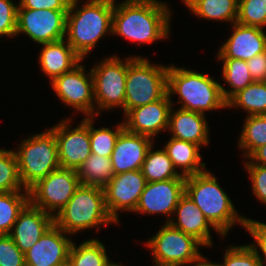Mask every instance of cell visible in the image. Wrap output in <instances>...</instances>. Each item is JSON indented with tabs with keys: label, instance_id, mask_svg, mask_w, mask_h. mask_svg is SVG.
<instances>
[{
	"label": "cell",
	"instance_id": "obj_3",
	"mask_svg": "<svg viewBox=\"0 0 266 266\" xmlns=\"http://www.w3.org/2000/svg\"><path fill=\"white\" fill-rule=\"evenodd\" d=\"M185 193L222 234V237L226 236L230 228L237 223L244 228L246 217L236 212L229 196L218 184L215 175L213 176L208 169L186 176Z\"/></svg>",
	"mask_w": 266,
	"mask_h": 266
},
{
	"label": "cell",
	"instance_id": "obj_33",
	"mask_svg": "<svg viewBox=\"0 0 266 266\" xmlns=\"http://www.w3.org/2000/svg\"><path fill=\"white\" fill-rule=\"evenodd\" d=\"M14 191L28 190L21 183L15 152L11 149H0V192Z\"/></svg>",
	"mask_w": 266,
	"mask_h": 266
},
{
	"label": "cell",
	"instance_id": "obj_42",
	"mask_svg": "<svg viewBox=\"0 0 266 266\" xmlns=\"http://www.w3.org/2000/svg\"><path fill=\"white\" fill-rule=\"evenodd\" d=\"M253 81H266V51L246 61Z\"/></svg>",
	"mask_w": 266,
	"mask_h": 266
},
{
	"label": "cell",
	"instance_id": "obj_31",
	"mask_svg": "<svg viewBox=\"0 0 266 266\" xmlns=\"http://www.w3.org/2000/svg\"><path fill=\"white\" fill-rule=\"evenodd\" d=\"M0 192V235H9L18 214L29 203V192Z\"/></svg>",
	"mask_w": 266,
	"mask_h": 266
},
{
	"label": "cell",
	"instance_id": "obj_34",
	"mask_svg": "<svg viewBox=\"0 0 266 266\" xmlns=\"http://www.w3.org/2000/svg\"><path fill=\"white\" fill-rule=\"evenodd\" d=\"M94 117H89V137L92 154H99L105 157H111L115 147L117 137L124 129V123L121 122L115 127V131L108 128H94Z\"/></svg>",
	"mask_w": 266,
	"mask_h": 266
},
{
	"label": "cell",
	"instance_id": "obj_11",
	"mask_svg": "<svg viewBox=\"0 0 266 266\" xmlns=\"http://www.w3.org/2000/svg\"><path fill=\"white\" fill-rule=\"evenodd\" d=\"M67 11L18 8L16 35L25 33L38 44L65 39Z\"/></svg>",
	"mask_w": 266,
	"mask_h": 266
},
{
	"label": "cell",
	"instance_id": "obj_2",
	"mask_svg": "<svg viewBox=\"0 0 266 266\" xmlns=\"http://www.w3.org/2000/svg\"><path fill=\"white\" fill-rule=\"evenodd\" d=\"M79 0H71L66 18V41L84 59L98 41L112 34L114 0H87L78 7Z\"/></svg>",
	"mask_w": 266,
	"mask_h": 266
},
{
	"label": "cell",
	"instance_id": "obj_8",
	"mask_svg": "<svg viewBox=\"0 0 266 266\" xmlns=\"http://www.w3.org/2000/svg\"><path fill=\"white\" fill-rule=\"evenodd\" d=\"M79 186L77 170L59 167L28 189L29 203L54 217Z\"/></svg>",
	"mask_w": 266,
	"mask_h": 266
},
{
	"label": "cell",
	"instance_id": "obj_40",
	"mask_svg": "<svg viewBox=\"0 0 266 266\" xmlns=\"http://www.w3.org/2000/svg\"><path fill=\"white\" fill-rule=\"evenodd\" d=\"M252 181V191L260 202L266 205V166L245 164Z\"/></svg>",
	"mask_w": 266,
	"mask_h": 266
},
{
	"label": "cell",
	"instance_id": "obj_6",
	"mask_svg": "<svg viewBox=\"0 0 266 266\" xmlns=\"http://www.w3.org/2000/svg\"><path fill=\"white\" fill-rule=\"evenodd\" d=\"M168 67L151 64L141 56L127 58L124 114L155 102L167 93Z\"/></svg>",
	"mask_w": 266,
	"mask_h": 266
},
{
	"label": "cell",
	"instance_id": "obj_13",
	"mask_svg": "<svg viewBox=\"0 0 266 266\" xmlns=\"http://www.w3.org/2000/svg\"><path fill=\"white\" fill-rule=\"evenodd\" d=\"M69 118L51 128L55 132L60 167L78 170L92 154L89 137V117L72 129ZM71 127V128H70Z\"/></svg>",
	"mask_w": 266,
	"mask_h": 266
},
{
	"label": "cell",
	"instance_id": "obj_41",
	"mask_svg": "<svg viewBox=\"0 0 266 266\" xmlns=\"http://www.w3.org/2000/svg\"><path fill=\"white\" fill-rule=\"evenodd\" d=\"M71 0H20L18 8L68 10Z\"/></svg>",
	"mask_w": 266,
	"mask_h": 266
},
{
	"label": "cell",
	"instance_id": "obj_37",
	"mask_svg": "<svg viewBox=\"0 0 266 266\" xmlns=\"http://www.w3.org/2000/svg\"><path fill=\"white\" fill-rule=\"evenodd\" d=\"M0 266H26L25 253L9 235H0Z\"/></svg>",
	"mask_w": 266,
	"mask_h": 266
},
{
	"label": "cell",
	"instance_id": "obj_15",
	"mask_svg": "<svg viewBox=\"0 0 266 266\" xmlns=\"http://www.w3.org/2000/svg\"><path fill=\"white\" fill-rule=\"evenodd\" d=\"M170 99L166 93L155 102L130 109L124 115V128L129 132L154 139L159 132L168 130L169 114L174 106Z\"/></svg>",
	"mask_w": 266,
	"mask_h": 266
},
{
	"label": "cell",
	"instance_id": "obj_29",
	"mask_svg": "<svg viewBox=\"0 0 266 266\" xmlns=\"http://www.w3.org/2000/svg\"><path fill=\"white\" fill-rule=\"evenodd\" d=\"M239 107L250 115H266V81H254L235 94L227 108Z\"/></svg>",
	"mask_w": 266,
	"mask_h": 266
},
{
	"label": "cell",
	"instance_id": "obj_30",
	"mask_svg": "<svg viewBox=\"0 0 266 266\" xmlns=\"http://www.w3.org/2000/svg\"><path fill=\"white\" fill-rule=\"evenodd\" d=\"M223 62L222 75L231 90H226L221 85V92L224 100L228 102L235 94L253 83L246 61L231 58H218Z\"/></svg>",
	"mask_w": 266,
	"mask_h": 266
},
{
	"label": "cell",
	"instance_id": "obj_32",
	"mask_svg": "<svg viewBox=\"0 0 266 266\" xmlns=\"http://www.w3.org/2000/svg\"><path fill=\"white\" fill-rule=\"evenodd\" d=\"M239 144L247 159L257 148L266 145V115H250L244 120Z\"/></svg>",
	"mask_w": 266,
	"mask_h": 266
},
{
	"label": "cell",
	"instance_id": "obj_4",
	"mask_svg": "<svg viewBox=\"0 0 266 266\" xmlns=\"http://www.w3.org/2000/svg\"><path fill=\"white\" fill-rule=\"evenodd\" d=\"M167 93L178 94L180 108L205 115V111L227 108L221 84L209 74L198 73L173 64L168 67Z\"/></svg>",
	"mask_w": 266,
	"mask_h": 266
},
{
	"label": "cell",
	"instance_id": "obj_25",
	"mask_svg": "<svg viewBox=\"0 0 266 266\" xmlns=\"http://www.w3.org/2000/svg\"><path fill=\"white\" fill-rule=\"evenodd\" d=\"M192 14L200 18L235 23L239 0H183Z\"/></svg>",
	"mask_w": 266,
	"mask_h": 266
},
{
	"label": "cell",
	"instance_id": "obj_35",
	"mask_svg": "<svg viewBox=\"0 0 266 266\" xmlns=\"http://www.w3.org/2000/svg\"><path fill=\"white\" fill-rule=\"evenodd\" d=\"M236 22L263 29L266 26V0H239Z\"/></svg>",
	"mask_w": 266,
	"mask_h": 266
},
{
	"label": "cell",
	"instance_id": "obj_18",
	"mask_svg": "<svg viewBox=\"0 0 266 266\" xmlns=\"http://www.w3.org/2000/svg\"><path fill=\"white\" fill-rule=\"evenodd\" d=\"M233 33L219 48L218 58L248 61L266 51V34L259 27L232 24Z\"/></svg>",
	"mask_w": 266,
	"mask_h": 266
},
{
	"label": "cell",
	"instance_id": "obj_44",
	"mask_svg": "<svg viewBox=\"0 0 266 266\" xmlns=\"http://www.w3.org/2000/svg\"><path fill=\"white\" fill-rule=\"evenodd\" d=\"M190 266H220L219 263L210 262L200 254L195 260L191 261ZM194 264V265H193Z\"/></svg>",
	"mask_w": 266,
	"mask_h": 266
},
{
	"label": "cell",
	"instance_id": "obj_21",
	"mask_svg": "<svg viewBox=\"0 0 266 266\" xmlns=\"http://www.w3.org/2000/svg\"><path fill=\"white\" fill-rule=\"evenodd\" d=\"M175 214H177V220L168 217L166 223L183 231L185 234L193 236L203 246L210 247L212 245L210 229H214L218 234L222 235L186 193L180 198L175 207Z\"/></svg>",
	"mask_w": 266,
	"mask_h": 266
},
{
	"label": "cell",
	"instance_id": "obj_16",
	"mask_svg": "<svg viewBox=\"0 0 266 266\" xmlns=\"http://www.w3.org/2000/svg\"><path fill=\"white\" fill-rule=\"evenodd\" d=\"M185 179L174 178L165 181L147 182L134 212L165 214L170 216L180 198L185 194Z\"/></svg>",
	"mask_w": 266,
	"mask_h": 266
},
{
	"label": "cell",
	"instance_id": "obj_28",
	"mask_svg": "<svg viewBox=\"0 0 266 266\" xmlns=\"http://www.w3.org/2000/svg\"><path fill=\"white\" fill-rule=\"evenodd\" d=\"M106 247L100 240L89 239L75 246L73 242L69 250L68 264L70 266H112Z\"/></svg>",
	"mask_w": 266,
	"mask_h": 266
},
{
	"label": "cell",
	"instance_id": "obj_12",
	"mask_svg": "<svg viewBox=\"0 0 266 266\" xmlns=\"http://www.w3.org/2000/svg\"><path fill=\"white\" fill-rule=\"evenodd\" d=\"M85 72L84 66L78 64L71 71L55 78L51 85L58 99L65 105L84 113L85 117H94L100 115V111L94 106L92 71L88 75Z\"/></svg>",
	"mask_w": 266,
	"mask_h": 266
},
{
	"label": "cell",
	"instance_id": "obj_23",
	"mask_svg": "<svg viewBox=\"0 0 266 266\" xmlns=\"http://www.w3.org/2000/svg\"><path fill=\"white\" fill-rule=\"evenodd\" d=\"M40 45H43L38 58L41 70L51 82L71 71L83 60L65 39Z\"/></svg>",
	"mask_w": 266,
	"mask_h": 266
},
{
	"label": "cell",
	"instance_id": "obj_39",
	"mask_svg": "<svg viewBox=\"0 0 266 266\" xmlns=\"http://www.w3.org/2000/svg\"><path fill=\"white\" fill-rule=\"evenodd\" d=\"M244 228L251 234L256 244H249L256 251L257 257L264 265L266 263V223L246 217ZM259 247V248H258ZM265 256L262 258L261 253ZM265 262V263H264Z\"/></svg>",
	"mask_w": 266,
	"mask_h": 266
},
{
	"label": "cell",
	"instance_id": "obj_24",
	"mask_svg": "<svg viewBox=\"0 0 266 266\" xmlns=\"http://www.w3.org/2000/svg\"><path fill=\"white\" fill-rule=\"evenodd\" d=\"M163 148L174 167L181 169L183 176L198 174L206 170L205 163H201L202 157L198 145L171 137Z\"/></svg>",
	"mask_w": 266,
	"mask_h": 266
},
{
	"label": "cell",
	"instance_id": "obj_19",
	"mask_svg": "<svg viewBox=\"0 0 266 266\" xmlns=\"http://www.w3.org/2000/svg\"><path fill=\"white\" fill-rule=\"evenodd\" d=\"M153 139L129 132L125 128L117 137L111 155V164L114 175L131 170H141L149 147Z\"/></svg>",
	"mask_w": 266,
	"mask_h": 266
},
{
	"label": "cell",
	"instance_id": "obj_26",
	"mask_svg": "<svg viewBox=\"0 0 266 266\" xmlns=\"http://www.w3.org/2000/svg\"><path fill=\"white\" fill-rule=\"evenodd\" d=\"M153 147V144L149 147L141 167V172L147 182L186 178L177 172L165 149L152 150Z\"/></svg>",
	"mask_w": 266,
	"mask_h": 266
},
{
	"label": "cell",
	"instance_id": "obj_17",
	"mask_svg": "<svg viewBox=\"0 0 266 266\" xmlns=\"http://www.w3.org/2000/svg\"><path fill=\"white\" fill-rule=\"evenodd\" d=\"M53 224L41 238L25 252L26 266H63L68 263L73 241Z\"/></svg>",
	"mask_w": 266,
	"mask_h": 266
},
{
	"label": "cell",
	"instance_id": "obj_1",
	"mask_svg": "<svg viewBox=\"0 0 266 266\" xmlns=\"http://www.w3.org/2000/svg\"><path fill=\"white\" fill-rule=\"evenodd\" d=\"M166 5L159 0H114L112 35L141 45L168 38L172 12Z\"/></svg>",
	"mask_w": 266,
	"mask_h": 266
},
{
	"label": "cell",
	"instance_id": "obj_38",
	"mask_svg": "<svg viewBox=\"0 0 266 266\" xmlns=\"http://www.w3.org/2000/svg\"><path fill=\"white\" fill-rule=\"evenodd\" d=\"M17 9L11 0H0V36H16Z\"/></svg>",
	"mask_w": 266,
	"mask_h": 266
},
{
	"label": "cell",
	"instance_id": "obj_22",
	"mask_svg": "<svg viewBox=\"0 0 266 266\" xmlns=\"http://www.w3.org/2000/svg\"><path fill=\"white\" fill-rule=\"evenodd\" d=\"M172 112H174L173 106L170 110L168 126L172 138L191 142L199 147L209 144V126L204 114L182 108Z\"/></svg>",
	"mask_w": 266,
	"mask_h": 266
},
{
	"label": "cell",
	"instance_id": "obj_43",
	"mask_svg": "<svg viewBox=\"0 0 266 266\" xmlns=\"http://www.w3.org/2000/svg\"><path fill=\"white\" fill-rule=\"evenodd\" d=\"M247 162L244 164H258L266 166V145L257 148L249 157Z\"/></svg>",
	"mask_w": 266,
	"mask_h": 266
},
{
	"label": "cell",
	"instance_id": "obj_10",
	"mask_svg": "<svg viewBox=\"0 0 266 266\" xmlns=\"http://www.w3.org/2000/svg\"><path fill=\"white\" fill-rule=\"evenodd\" d=\"M124 60L114 55L91 69L95 107L100 111L121 107L124 113L127 58Z\"/></svg>",
	"mask_w": 266,
	"mask_h": 266
},
{
	"label": "cell",
	"instance_id": "obj_36",
	"mask_svg": "<svg viewBox=\"0 0 266 266\" xmlns=\"http://www.w3.org/2000/svg\"><path fill=\"white\" fill-rule=\"evenodd\" d=\"M220 266H264L257 257L256 251L247 245L229 246Z\"/></svg>",
	"mask_w": 266,
	"mask_h": 266
},
{
	"label": "cell",
	"instance_id": "obj_45",
	"mask_svg": "<svg viewBox=\"0 0 266 266\" xmlns=\"http://www.w3.org/2000/svg\"><path fill=\"white\" fill-rule=\"evenodd\" d=\"M112 266H123V265H119V264H116V263H113Z\"/></svg>",
	"mask_w": 266,
	"mask_h": 266
},
{
	"label": "cell",
	"instance_id": "obj_27",
	"mask_svg": "<svg viewBox=\"0 0 266 266\" xmlns=\"http://www.w3.org/2000/svg\"><path fill=\"white\" fill-rule=\"evenodd\" d=\"M80 184L104 188L114 176L111 157L91 154L77 170Z\"/></svg>",
	"mask_w": 266,
	"mask_h": 266
},
{
	"label": "cell",
	"instance_id": "obj_7",
	"mask_svg": "<svg viewBox=\"0 0 266 266\" xmlns=\"http://www.w3.org/2000/svg\"><path fill=\"white\" fill-rule=\"evenodd\" d=\"M15 151L18 160V172L22 185L29 189L38 180L60 167L58 146L52 128L36 133L19 144Z\"/></svg>",
	"mask_w": 266,
	"mask_h": 266
},
{
	"label": "cell",
	"instance_id": "obj_9",
	"mask_svg": "<svg viewBox=\"0 0 266 266\" xmlns=\"http://www.w3.org/2000/svg\"><path fill=\"white\" fill-rule=\"evenodd\" d=\"M154 257V266H184L195 260L203 245L193 236L165 223L145 242Z\"/></svg>",
	"mask_w": 266,
	"mask_h": 266
},
{
	"label": "cell",
	"instance_id": "obj_14",
	"mask_svg": "<svg viewBox=\"0 0 266 266\" xmlns=\"http://www.w3.org/2000/svg\"><path fill=\"white\" fill-rule=\"evenodd\" d=\"M147 181L141 170L116 174L103 188L109 215L118 223V211H135Z\"/></svg>",
	"mask_w": 266,
	"mask_h": 266
},
{
	"label": "cell",
	"instance_id": "obj_20",
	"mask_svg": "<svg viewBox=\"0 0 266 266\" xmlns=\"http://www.w3.org/2000/svg\"><path fill=\"white\" fill-rule=\"evenodd\" d=\"M54 224V217L28 203L18 214L9 234L16 246L25 253Z\"/></svg>",
	"mask_w": 266,
	"mask_h": 266
},
{
	"label": "cell",
	"instance_id": "obj_5",
	"mask_svg": "<svg viewBox=\"0 0 266 266\" xmlns=\"http://www.w3.org/2000/svg\"><path fill=\"white\" fill-rule=\"evenodd\" d=\"M109 223L117 224L107 211L104 189L99 186L80 184L68 203L54 216V224L68 234Z\"/></svg>",
	"mask_w": 266,
	"mask_h": 266
}]
</instances>
